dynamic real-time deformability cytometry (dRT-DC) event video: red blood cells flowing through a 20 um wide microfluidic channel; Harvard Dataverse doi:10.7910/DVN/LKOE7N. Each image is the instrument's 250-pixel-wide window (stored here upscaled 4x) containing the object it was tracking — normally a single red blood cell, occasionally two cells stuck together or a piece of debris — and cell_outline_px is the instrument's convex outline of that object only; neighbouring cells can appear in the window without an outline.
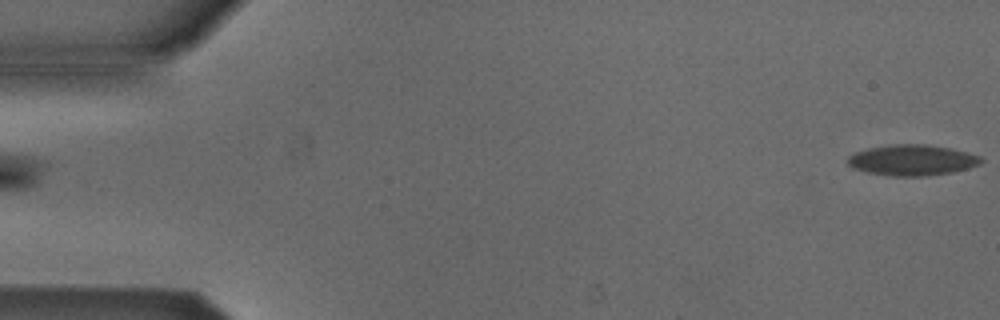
{"species": "Egyptian fruit bat (a non-hibernating species)", "species_latin": "Rousettus aegyptiacus", "temperature_condition": "cold", "stored_images_in_passage": 2, "segment_of_instrument_passage": [2, 2], "camera_frame_rate_fps": 3000, "um_per_image_px": 0.085, "animal": {"sex": "male"}, "frame": {"image": 1, "passage_image": 2, "time_ms": 0.333, "image_size_px": [1000, 320], "cell_outline_px": [[984, 160], [980, 164], [952, 172], [924, 176], [892, 176], [868, 172], [852, 168], [848, 164], [848, 156], [856, 152], [868, 148], [892, 144], [924, 144], [948, 148], [980, 156]], "centroid_in_image_um": [77.5, 13.61], "position_along_channel_um": 7.5, "area_um2": 23.64}}